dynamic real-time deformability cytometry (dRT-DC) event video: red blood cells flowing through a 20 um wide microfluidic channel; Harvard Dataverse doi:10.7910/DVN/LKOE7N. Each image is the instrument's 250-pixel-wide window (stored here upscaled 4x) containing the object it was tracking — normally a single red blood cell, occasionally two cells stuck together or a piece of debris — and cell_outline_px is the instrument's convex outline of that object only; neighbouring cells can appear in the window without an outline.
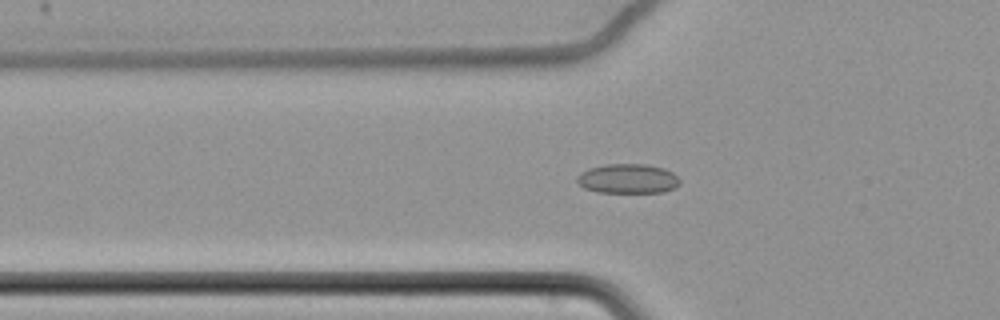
{"species": "common noctule bat (a hibernating species)", "species_latin": "Nyctalus noctula", "temperature_condition": "cold", "stored_images_in_passage": 65, "camera_frame_rate_fps": 3000, "um_per_image_px": 0.085, "animal": {"sex": "female", "body_mass_g": 22.7, "forearm_length_mm": 54.2}, "frame": {"image": 1, "passage_image": 26, "time_ms": 8.333, "image_size_px": [1000, 320], "cell_outline_px": [[680, 184], [664, 192], [596, 192], [584, 188], [576, 180], [576, 176], [580, 172], [588, 168], [604, 164], [644, 164], [664, 168], [672, 172], [680, 180]], "centroid_in_image_um": [53.33, 15.18], "position_along_channel_um": 72.5, "area_um2": 17.74}}
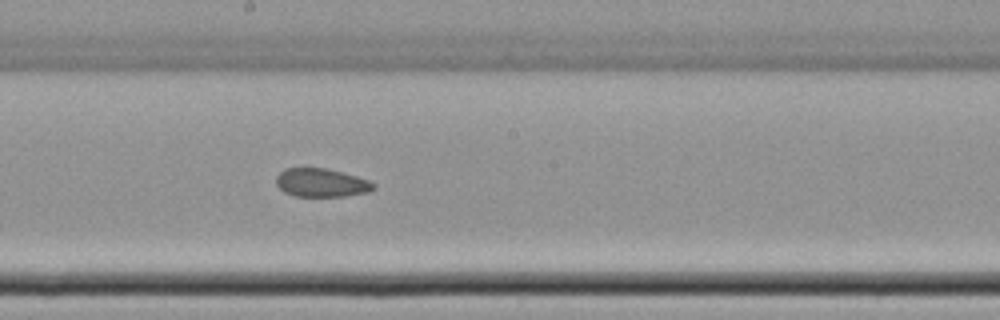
{"frame": {"image": 2, "passage_image": 39, "time_ms": 12.667, "image_size_px": [1000, 320], "cell_outline_px": [[376, 188], [368, 192], [344, 196], [296, 196], [284, 192], [276, 184], [276, 176], [284, 168], [324, 168], [356, 176], [368, 180], [376, 184]], "centroid_in_image_um": [27.31, 15.53], "position_along_channel_um": 220.9, "area_um2": 16.07}}
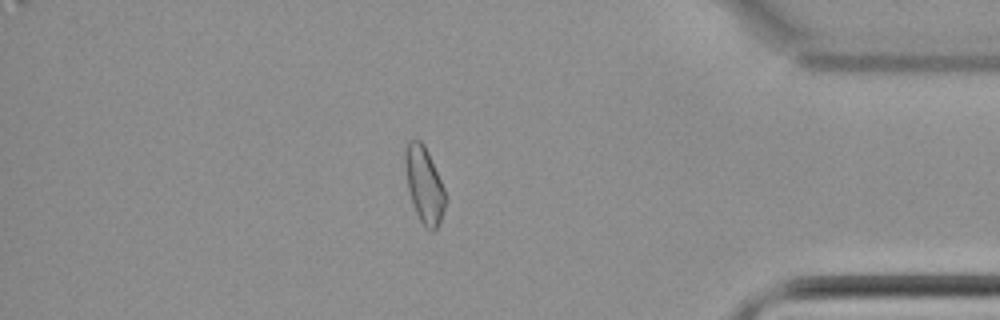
{"frame": {"image": 3, "passage_image": 57, "time_ms": 18.667, "image_size_px": [1000, 320], "cell_outline_px": [[444, 208], [440, 220], [436, 228], [432, 232], [420, 220], [416, 212], [408, 188], [404, 164], [404, 152], [408, 140], [420, 140], [424, 144], [428, 152], [444, 188]], "centroid_in_image_um": [36.03, 15.65], "position_along_channel_um": 399.2, "area_um2": 17.4}, "authors_computed_cell_mechanics": {"area_um2": 17.8024, "velocity_mm_per_s": 3.4714, "shape_relaxation_time_tau1_ms": null, "shape_relaxation_time_tau2_ms": 3.4589, "deformation_change_tau1": null, "deformation_change_tau2": 0.0656}}